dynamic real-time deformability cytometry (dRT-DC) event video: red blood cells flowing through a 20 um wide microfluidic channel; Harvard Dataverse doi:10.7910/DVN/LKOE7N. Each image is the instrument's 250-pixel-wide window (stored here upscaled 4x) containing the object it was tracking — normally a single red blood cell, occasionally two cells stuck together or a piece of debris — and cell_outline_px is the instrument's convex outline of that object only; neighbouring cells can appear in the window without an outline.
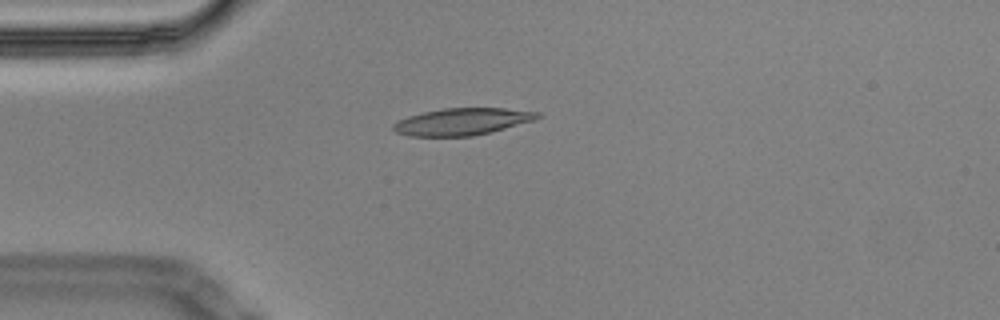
{"species": "Egyptian fruit bat (a non-hibernating species)", "species_latin": "Rousettus aegyptiacus", "temperature_condition": "cold", "stored_images_in_passage": 4, "camera_frame_rate_fps": 3000, "um_per_image_px": 0.085, "animal": {"sex": "male"}, "frame": {"image": 1, "passage_image": 1, "time_ms": 0.0, "image_size_px": [1000, 320], "cell_outline_px": [[544, 116], [532, 120], [492, 132], [472, 136], [408, 136], [396, 132], [392, 128], [392, 124], [396, 120], [408, 116], [424, 112], [444, 108], [504, 108], [540, 112]], "centroid_in_image_um": [39.26, 10.33], "position_along_channel_um": 45.7, "area_um2": 22.72}}
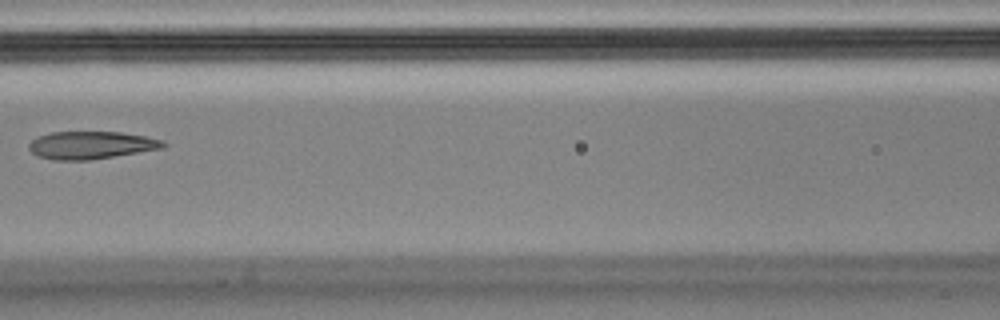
{"frame": {"image": 2, "passage_image": 4, "time_ms": 1.0, "image_size_px": [1000, 320], "cell_outline_px": [[168, 144], [164, 148], [88, 160], [56, 160], [40, 156], [32, 152], [28, 148], [28, 144], [32, 140], [40, 136], [52, 132], [120, 132], [144, 136], [164, 140]], "centroid_in_image_um": [7.78, 12.33], "position_along_channel_um": 158.8, "area_um2": 21.44}}